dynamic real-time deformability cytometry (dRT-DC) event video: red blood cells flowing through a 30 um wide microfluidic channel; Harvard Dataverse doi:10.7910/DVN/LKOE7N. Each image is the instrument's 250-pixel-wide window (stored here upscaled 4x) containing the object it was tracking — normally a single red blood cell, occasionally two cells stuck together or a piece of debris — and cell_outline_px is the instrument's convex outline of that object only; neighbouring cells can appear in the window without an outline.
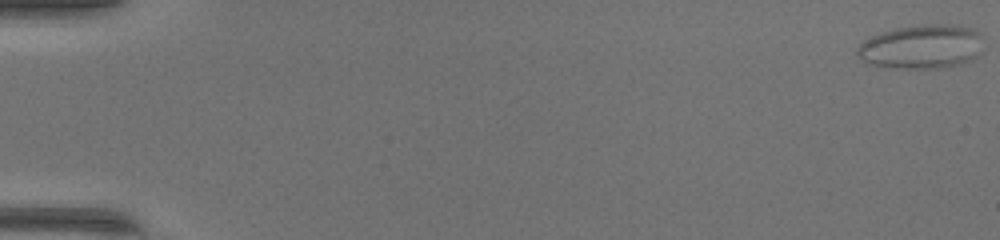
{"species": "common noctule bat (a hibernating species)", "species_latin": "Nyctalus noctula", "temperature_condition": "warm", "stored_images_in_passage": 50, "segment_of_instrument_passage": [1, 2], "camera_frame_rate_fps": 3000, "um_per_image_px": 0.085, "animal": {"sex": "female", "body_mass_g": 17.0, "forearm_length_mm": 48.0}, "frame": {"image": 1, "passage_image": 1, "time_ms": 0.0, "image_size_px": [1000, 240], "cell_outline_px": [[980, 36], [976, 56], [972, 60], [960, 64], [940, 68], [896, 68], [872, 64], [856, 56], [856, 48], [864, 40], [872, 36], [896, 28], [924, 24], [948, 24], [972, 28], [980, 32]], "centroid_in_image_um": [78.3, 3.97], "position_along_channel_um": 6.7, "area_um2": 31.96}}
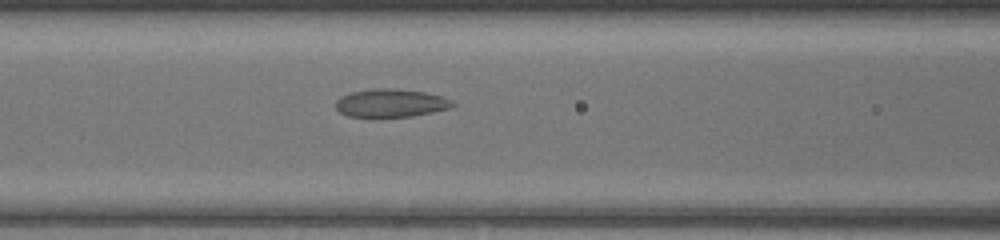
{"frame": {"image": 2, "passage_image": 23, "time_ms": 7.333, "image_size_px": [1000, 240], "cell_outline_px": [[456, 104], [452, 108], [412, 116], [348, 116], [340, 112], [336, 108], [336, 100], [340, 96], [352, 92], [376, 88], [396, 88], [424, 92], [440, 96], [452, 100]], "centroid_in_image_um": [33.24, 8.75], "position_along_channel_um": 133.4, "area_um2": 19.02}}
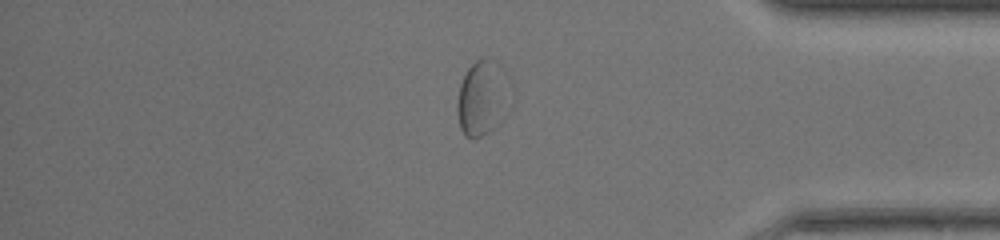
{"frame": {"image": 3, "passage_image": 43, "time_ms": 14.0, "image_size_px": [1000, 240], "cell_outline_px": [[496, 124], [492, 128], [480, 136], [472, 140], [464, 136], [460, 128], [456, 112], [456, 100], [460, 84], [468, 68], [476, 60], [484, 56]], "centroid_in_image_um": [40.4, 8.66], "position_along_channel_um": 394.8, "area_um2": 16.42}}